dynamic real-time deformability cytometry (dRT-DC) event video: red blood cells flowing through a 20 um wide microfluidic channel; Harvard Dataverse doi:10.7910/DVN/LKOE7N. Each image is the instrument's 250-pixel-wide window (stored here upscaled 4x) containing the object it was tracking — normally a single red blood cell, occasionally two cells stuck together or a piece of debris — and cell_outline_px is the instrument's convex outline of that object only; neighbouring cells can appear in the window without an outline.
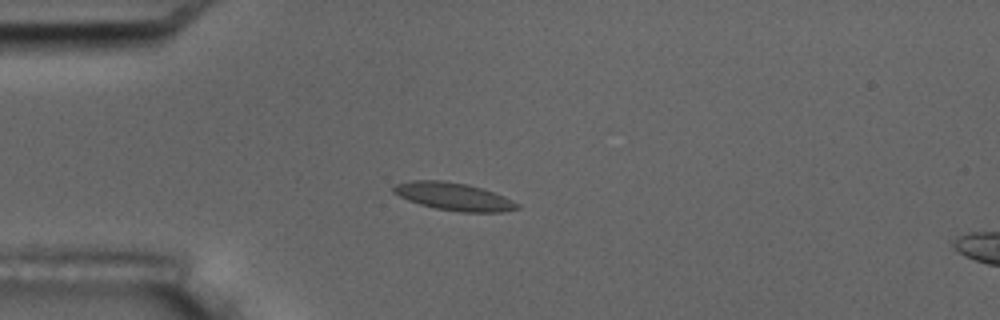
{"species": "common noctule bat (a hibernating species)", "species_latin": "Nyctalus noctula", "temperature_condition": "room temperature", "stored_images_in_passage": 8, "camera_frame_rate_fps": 3000, "um_per_image_px": 0.085, "animal": {"sex": "male", "body_mass_g": 17.5, "forearm_length_mm": 52.3}, "frame": {"image": 1, "passage_image": 5, "time_ms": 4.667, "image_size_px": [1000, 320], "cell_outline_px": [[520, 208], [500, 212], [460, 212], [436, 208], [420, 204], [408, 200], [392, 192], [392, 188], [396, 184], [412, 180], [444, 180], [468, 184], [504, 196], [520, 204]], "centroid_in_image_um": [38.56, 16.7], "position_along_channel_um": 46.4, "area_um2": 19.88}}